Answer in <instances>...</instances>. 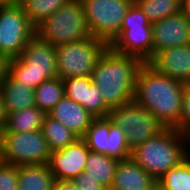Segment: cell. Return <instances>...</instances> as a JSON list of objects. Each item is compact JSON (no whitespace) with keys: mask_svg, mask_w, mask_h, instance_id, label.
Wrapping results in <instances>:
<instances>
[{"mask_svg":"<svg viewBox=\"0 0 190 190\" xmlns=\"http://www.w3.org/2000/svg\"><path fill=\"white\" fill-rule=\"evenodd\" d=\"M188 85L143 63L136 76L134 101L150 111L165 128H176Z\"/></svg>","mask_w":190,"mask_h":190,"instance_id":"obj_1","label":"cell"},{"mask_svg":"<svg viewBox=\"0 0 190 190\" xmlns=\"http://www.w3.org/2000/svg\"><path fill=\"white\" fill-rule=\"evenodd\" d=\"M142 64L139 58L117 53L110 46L101 54L91 79L110 109L133 101L136 76Z\"/></svg>","mask_w":190,"mask_h":190,"instance_id":"obj_2","label":"cell"},{"mask_svg":"<svg viewBox=\"0 0 190 190\" xmlns=\"http://www.w3.org/2000/svg\"><path fill=\"white\" fill-rule=\"evenodd\" d=\"M131 158L158 180L186 158L184 137L177 129L165 128L131 150Z\"/></svg>","mask_w":190,"mask_h":190,"instance_id":"obj_3","label":"cell"},{"mask_svg":"<svg viewBox=\"0 0 190 190\" xmlns=\"http://www.w3.org/2000/svg\"><path fill=\"white\" fill-rule=\"evenodd\" d=\"M7 72L17 81L35 89L43 81L57 77L55 47L35 34L19 57L8 59Z\"/></svg>","mask_w":190,"mask_h":190,"instance_id":"obj_4","label":"cell"},{"mask_svg":"<svg viewBox=\"0 0 190 190\" xmlns=\"http://www.w3.org/2000/svg\"><path fill=\"white\" fill-rule=\"evenodd\" d=\"M35 29L42 41L54 47L90 37L81 0H70Z\"/></svg>","mask_w":190,"mask_h":190,"instance_id":"obj_5","label":"cell"},{"mask_svg":"<svg viewBox=\"0 0 190 190\" xmlns=\"http://www.w3.org/2000/svg\"><path fill=\"white\" fill-rule=\"evenodd\" d=\"M108 46L105 41L90 36L55 47L57 76L62 80L91 77L98 59Z\"/></svg>","mask_w":190,"mask_h":190,"instance_id":"obj_6","label":"cell"},{"mask_svg":"<svg viewBox=\"0 0 190 190\" xmlns=\"http://www.w3.org/2000/svg\"><path fill=\"white\" fill-rule=\"evenodd\" d=\"M134 0H81L90 36L109 46L118 38L129 7Z\"/></svg>","mask_w":190,"mask_h":190,"instance_id":"obj_7","label":"cell"},{"mask_svg":"<svg viewBox=\"0 0 190 190\" xmlns=\"http://www.w3.org/2000/svg\"><path fill=\"white\" fill-rule=\"evenodd\" d=\"M108 117L125 132L130 150L157 136L165 129L150 111L134 100L122 106L111 108Z\"/></svg>","mask_w":190,"mask_h":190,"instance_id":"obj_8","label":"cell"},{"mask_svg":"<svg viewBox=\"0 0 190 190\" xmlns=\"http://www.w3.org/2000/svg\"><path fill=\"white\" fill-rule=\"evenodd\" d=\"M5 163L16 166L46 164L51 150L41 130L0 132Z\"/></svg>","mask_w":190,"mask_h":190,"instance_id":"obj_9","label":"cell"},{"mask_svg":"<svg viewBox=\"0 0 190 190\" xmlns=\"http://www.w3.org/2000/svg\"><path fill=\"white\" fill-rule=\"evenodd\" d=\"M35 31L22 6L0 8V55L7 59L19 57Z\"/></svg>","mask_w":190,"mask_h":190,"instance_id":"obj_10","label":"cell"},{"mask_svg":"<svg viewBox=\"0 0 190 190\" xmlns=\"http://www.w3.org/2000/svg\"><path fill=\"white\" fill-rule=\"evenodd\" d=\"M89 151L82 138L65 148L52 151L48 161L50 172L58 181L73 180L84 171Z\"/></svg>","mask_w":190,"mask_h":190,"instance_id":"obj_11","label":"cell"},{"mask_svg":"<svg viewBox=\"0 0 190 190\" xmlns=\"http://www.w3.org/2000/svg\"><path fill=\"white\" fill-rule=\"evenodd\" d=\"M153 55L170 47L190 44V20L181 11L152 23Z\"/></svg>","mask_w":190,"mask_h":190,"instance_id":"obj_12","label":"cell"},{"mask_svg":"<svg viewBox=\"0 0 190 190\" xmlns=\"http://www.w3.org/2000/svg\"><path fill=\"white\" fill-rule=\"evenodd\" d=\"M147 63L165 76L190 84V44L160 50Z\"/></svg>","mask_w":190,"mask_h":190,"instance_id":"obj_13","label":"cell"},{"mask_svg":"<svg viewBox=\"0 0 190 190\" xmlns=\"http://www.w3.org/2000/svg\"><path fill=\"white\" fill-rule=\"evenodd\" d=\"M110 47L117 53L135 56L147 63L153 57L152 26L129 27Z\"/></svg>","mask_w":190,"mask_h":190,"instance_id":"obj_14","label":"cell"},{"mask_svg":"<svg viewBox=\"0 0 190 190\" xmlns=\"http://www.w3.org/2000/svg\"><path fill=\"white\" fill-rule=\"evenodd\" d=\"M157 180L131 157L119 160L110 190H154Z\"/></svg>","mask_w":190,"mask_h":190,"instance_id":"obj_15","label":"cell"},{"mask_svg":"<svg viewBox=\"0 0 190 190\" xmlns=\"http://www.w3.org/2000/svg\"><path fill=\"white\" fill-rule=\"evenodd\" d=\"M53 119L60 121L79 138H83L90 126L93 116L83 106L65 95L48 113Z\"/></svg>","mask_w":190,"mask_h":190,"instance_id":"obj_16","label":"cell"},{"mask_svg":"<svg viewBox=\"0 0 190 190\" xmlns=\"http://www.w3.org/2000/svg\"><path fill=\"white\" fill-rule=\"evenodd\" d=\"M7 113L35 106L34 89L14 79L8 72L0 83Z\"/></svg>","mask_w":190,"mask_h":190,"instance_id":"obj_17","label":"cell"},{"mask_svg":"<svg viewBox=\"0 0 190 190\" xmlns=\"http://www.w3.org/2000/svg\"><path fill=\"white\" fill-rule=\"evenodd\" d=\"M55 182L48 163L18 166L17 190H53Z\"/></svg>","mask_w":190,"mask_h":190,"instance_id":"obj_18","label":"cell"},{"mask_svg":"<svg viewBox=\"0 0 190 190\" xmlns=\"http://www.w3.org/2000/svg\"><path fill=\"white\" fill-rule=\"evenodd\" d=\"M118 161L108 155L89 151L84 172L110 190Z\"/></svg>","mask_w":190,"mask_h":190,"instance_id":"obj_19","label":"cell"},{"mask_svg":"<svg viewBox=\"0 0 190 190\" xmlns=\"http://www.w3.org/2000/svg\"><path fill=\"white\" fill-rule=\"evenodd\" d=\"M45 113L36 106L8 114L7 122L1 132H32L42 129Z\"/></svg>","mask_w":190,"mask_h":190,"instance_id":"obj_20","label":"cell"},{"mask_svg":"<svg viewBox=\"0 0 190 190\" xmlns=\"http://www.w3.org/2000/svg\"><path fill=\"white\" fill-rule=\"evenodd\" d=\"M48 146L52 151L59 150L75 143L79 137L70 131L60 121L53 119L48 114L43 119L41 129Z\"/></svg>","mask_w":190,"mask_h":190,"instance_id":"obj_21","label":"cell"},{"mask_svg":"<svg viewBox=\"0 0 190 190\" xmlns=\"http://www.w3.org/2000/svg\"><path fill=\"white\" fill-rule=\"evenodd\" d=\"M35 106L48 114L63 98L64 82L60 77L43 81L34 89Z\"/></svg>","mask_w":190,"mask_h":190,"instance_id":"obj_22","label":"cell"},{"mask_svg":"<svg viewBox=\"0 0 190 190\" xmlns=\"http://www.w3.org/2000/svg\"><path fill=\"white\" fill-rule=\"evenodd\" d=\"M109 117L93 118L82 138L90 151L108 155Z\"/></svg>","mask_w":190,"mask_h":190,"instance_id":"obj_23","label":"cell"},{"mask_svg":"<svg viewBox=\"0 0 190 190\" xmlns=\"http://www.w3.org/2000/svg\"><path fill=\"white\" fill-rule=\"evenodd\" d=\"M70 0H28L22 5L24 12L36 28Z\"/></svg>","mask_w":190,"mask_h":190,"instance_id":"obj_24","label":"cell"},{"mask_svg":"<svg viewBox=\"0 0 190 190\" xmlns=\"http://www.w3.org/2000/svg\"><path fill=\"white\" fill-rule=\"evenodd\" d=\"M153 23L182 11V0H135Z\"/></svg>","mask_w":190,"mask_h":190,"instance_id":"obj_25","label":"cell"},{"mask_svg":"<svg viewBox=\"0 0 190 190\" xmlns=\"http://www.w3.org/2000/svg\"><path fill=\"white\" fill-rule=\"evenodd\" d=\"M157 184L162 190H190V159L185 158L178 166L169 169Z\"/></svg>","mask_w":190,"mask_h":190,"instance_id":"obj_26","label":"cell"},{"mask_svg":"<svg viewBox=\"0 0 190 190\" xmlns=\"http://www.w3.org/2000/svg\"><path fill=\"white\" fill-rule=\"evenodd\" d=\"M82 106L94 118L107 117L109 115L110 108L103 101L101 92L97 85L92 82L91 77H84Z\"/></svg>","mask_w":190,"mask_h":190,"instance_id":"obj_27","label":"cell"},{"mask_svg":"<svg viewBox=\"0 0 190 190\" xmlns=\"http://www.w3.org/2000/svg\"><path fill=\"white\" fill-rule=\"evenodd\" d=\"M108 139V156L118 160H124L131 157V150L127 145L125 132L117 127L110 118Z\"/></svg>","mask_w":190,"mask_h":190,"instance_id":"obj_28","label":"cell"},{"mask_svg":"<svg viewBox=\"0 0 190 190\" xmlns=\"http://www.w3.org/2000/svg\"><path fill=\"white\" fill-rule=\"evenodd\" d=\"M136 26H152V23L145 16L141 6L134 0L123 18L118 37L129 27Z\"/></svg>","mask_w":190,"mask_h":190,"instance_id":"obj_29","label":"cell"},{"mask_svg":"<svg viewBox=\"0 0 190 190\" xmlns=\"http://www.w3.org/2000/svg\"><path fill=\"white\" fill-rule=\"evenodd\" d=\"M18 166L4 163L0 166V190H17Z\"/></svg>","mask_w":190,"mask_h":190,"instance_id":"obj_30","label":"cell"},{"mask_svg":"<svg viewBox=\"0 0 190 190\" xmlns=\"http://www.w3.org/2000/svg\"><path fill=\"white\" fill-rule=\"evenodd\" d=\"M64 94L82 106L84 93V77H71L63 80Z\"/></svg>","mask_w":190,"mask_h":190,"instance_id":"obj_31","label":"cell"},{"mask_svg":"<svg viewBox=\"0 0 190 190\" xmlns=\"http://www.w3.org/2000/svg\"><path fill=\"white\" fill-rule=\"evenodd\" d=\"M175 129L182 135L190 129V86H187L184 90L179 125Z\"/></svg>","mask_w":190,"mask_h":190,"instance_id":"obj_32","label":"cell"},{"mask_svg":"<svg viewBox=\"0 0 190 190\" xmlns=\"http://www.w3.org/2000/svg\"><path fill=\"white\" fill-rule=\"evenodd\" d=\"M79 190H107L84 171L72 180Z\"/></svg>","mask_w":190,"mask_h":190,"instance_id":"obj_33","label":"cell"},{"mask_svg":"<svg viewBox=\"0 0 190 190\" xmlns=\"http://www.w3.org/2000/svg\"><path fill=\"white\" fill-rule=\"evenodd\" d=\"M53 190H79L72 180L58 181L56 180Z\"/></svg>","mask_w":190,"mask_h":190,"instance_id":"obj_34","label":"cell"},{"mask_svg":"<svg viewBox=\"0 0 190 190\" xmlns=\"http://www.w3.org/2000/svg\"><path fill=\"white\" fill-rule=\"evenodd\" d=\"M8 113L5 108V102L3 100V96L0 90V132L4 129L5 124L7 122Z\"/></svg>","mask_w":190,"mask_h":190,"instance_id":"obj_35","label":"cell"},{"mask_svg":"<svg viewBox=\"0 0 190 190\" xmlns=\"http://www.w3.org/2000/svg\"><path fill=\"white\" fill-rule=\"evenodd\" d=\"M8 71V59L0 55V83Z\"/></svg>","mask_w":190,"mask_h":190,"instance_id":"obj_36","label":"cell"},{"mask_svg":"<svg viewBox=\"0 0 190 190\" xmlns=\"http://www.w3.org/2000/svg\"><path fill=\"white\" fill-rule=\"evenodd\" d=\"M185 141V155L187 159H190V129H188L184 134Z\"/></svg>","mask_w":190,"mask_h":190,"instance_id":"obj_37","label":"cell"},{"mask_svg":"<svg viewBox=\"0 0 190 190\" xmlns=\"http://www.w3.org/2000/svg\"><path fill=\"white\" fill-rule=\"evenodd\" d=\"M182 12L190 20V0H182Z\"/></svg>","mask_w":190,"mask_h":190,"instance_id":"obj_38","label":"cell"},{"mask_svg":"<svg viewBox=\"0 0 190 190\" xmlns=\"http://www.w3.org/2000/svg\"><path fill=\"white\" fill-rule=\"evenodd\" d=\"M4 163L5 161L3 158V144H2L1 135H0V166Z\"/></svg>","mask_w":190,"mask_h":190,"instance_id":"obj_39","label":"cell"},{"mask_svg":"<svg viewBox=\"0 0 190 190\" xmlns=\"http://www.w3.org/2000/svg\"><path fill=\"white\" fill-rule=\"evenodd\" d=\"M12 4L22 6L24 3H26L28 0H10Z\"/></svg>","mask_w":190,"mask_h":190,"instance_id":"obj_40","label":"cell"},{"mask_svg":"<svg viewBox=\"0 0 190 190\" xmlns=\"http://www.w3.org/2000/svg\"><path fill=\"white\" fill-rule=\"evenodd\" d=\"M11 4H12V3H11L10 0H0V8L9 6V5H11Z\"/></svg>","mask_w":190,"mask_h":190,"instance_id":"obj_41","label":"cell"},{"mask_svg":"<svg viewBox=\"0 0 190 190\" xmlns=\"http://www.w3.org/2000/svg\"><path fill=\"white\" fill-rule=\"evenodd\" d=\"M154 190H162L159 186H157Z\"/></svg>","mask_w":190,"mask_h":190,"instance_id":"obj_42","label":"cell"}]
</instances>
